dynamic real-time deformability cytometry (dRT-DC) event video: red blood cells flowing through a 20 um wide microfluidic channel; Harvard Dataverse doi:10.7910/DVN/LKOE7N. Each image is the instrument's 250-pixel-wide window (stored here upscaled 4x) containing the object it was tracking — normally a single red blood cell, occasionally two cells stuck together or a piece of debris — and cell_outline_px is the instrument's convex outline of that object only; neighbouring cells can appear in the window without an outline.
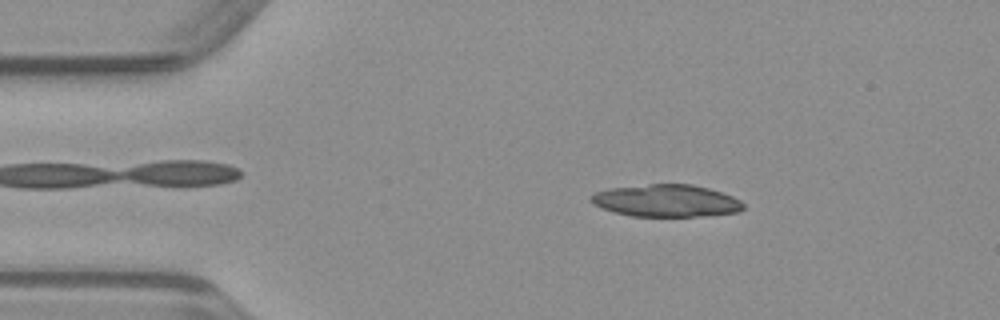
{"species": "common noctule bat (a hibernating species)", "species_latin": "Nyctalus noctula", "temperature_condition": "warm", "stored_images_in_passage": 47, "camera_frame_rate_fps": 3000, "um_per_image_px": 0.085, "animal": {"sex": "male", "body_mass_g": 23.1, "forearm_length_mm": 52.7}, "frame": {"image": 1, "passage_image": 7, "time_ms": 2.0, "image_size_px": [1000, 320], "cell_outline_px": [[744, 208], [740, 212], [708, 216], [632, 216], [616, 212], [592, 204], [588, 200], [588, 196], [596, 192], [608, 188], [648, 184], [692, 184], [708, 188], [732, 196], [740, 200], [744, 204]], "centroid_in_image_um": [56.63, 17.06], "position_along_channel_um": 28.4, "area_um2": 28.78}}
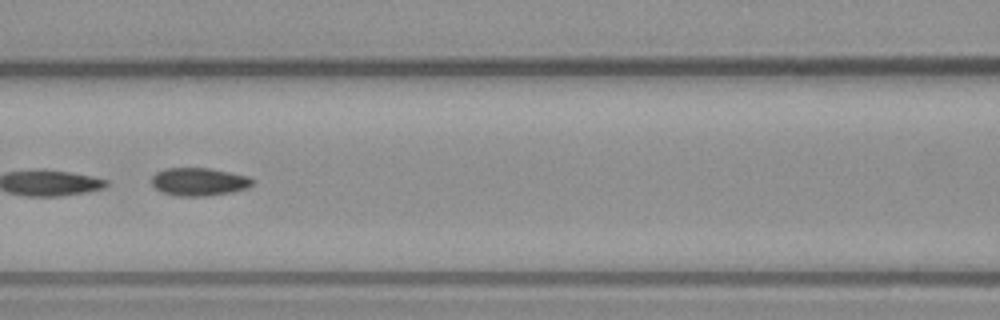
{"frame": {"image": 2, "passage_image": 20, "time_ms": 6.333, "image_size_px": [1000, 320], "cell_outline_px": [[256, 180], [248, 188], [232, 192], [204, 196], [180, 196], [164, 192], [156, 188], [152, 184], [152, 176], [156, 172], [164, 168], [208, 168], [248, 176]], "centroid_in_image_um": [16.93, 15.44], "position_along_channel_um": 149.7, "area_um2": 16.36}}
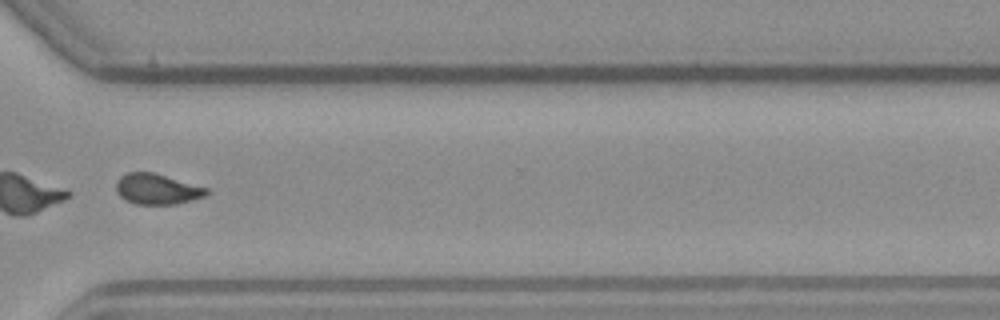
{"frame": {"image": 3, "passage_image": 35, "time_ms": 11.333, "image_size_px": [1000, 320], "cell_outline_px": [[208, 192], [204, 196], [192, 200], [176, 204], [136, 204], [120, 196], [116, 192], [116, 180], [120, 176], [128, 172], [152, 172], [208, 188]], "centroid_in_image_um": [13.32, 16.06], "position_along_channel_um": 357.3, "area_um2": 15.95}}